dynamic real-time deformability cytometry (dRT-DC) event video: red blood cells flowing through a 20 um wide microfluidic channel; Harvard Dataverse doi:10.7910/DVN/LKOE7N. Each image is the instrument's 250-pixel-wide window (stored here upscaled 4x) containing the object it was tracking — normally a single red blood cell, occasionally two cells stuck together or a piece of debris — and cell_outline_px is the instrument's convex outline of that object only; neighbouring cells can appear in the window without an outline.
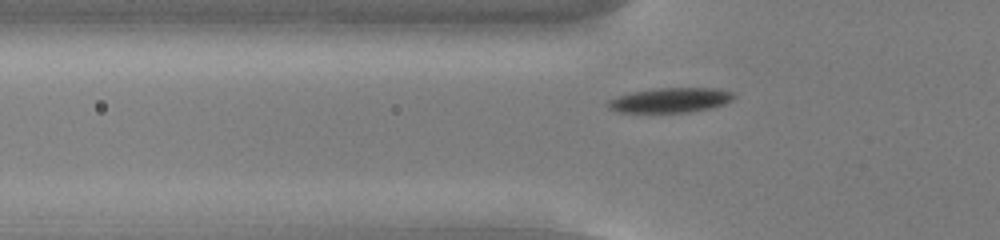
{"species": "common noctule bat (a hibernating species)", "species_latin": "Nyctalus noctula", "temperature_condition": "cold", "stored_images_in_passage": 47, "camera_frame_rate_fps": 3000, "um_per_image_px": 0.085, "animal": {"sex": "male", "body_mass_g": 13.0, "forearm_length_mm": 53.1}, "frame": {"image": 1, "passage_image": 11, "time_ms": 3.333, "image_size_px": [1000, 240], "cell_outline_px": [[736, 96], [732, 100], [724, 104], [708, 108], [688, 112], [616, 112], [608, 108], [604, 104], [608, 100], [632, 92], [660, 88], [716, 88], [732, 92]], "centroid_in_image_um": [56.96, 8.51], "position_along_channel_um": 68.8, "area_um2": 18.03}}
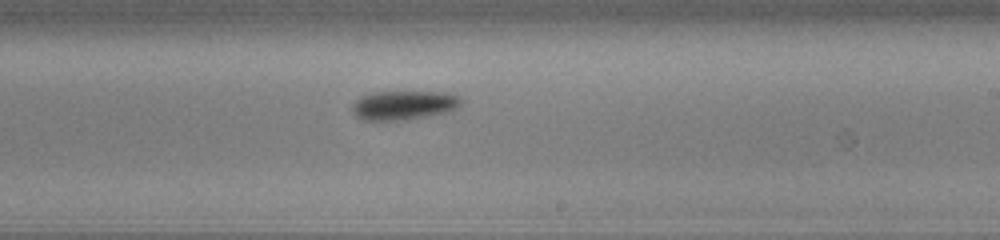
{"frame": {"image": 2, "passage_image": 26, "time_ms": 8.333, "image_size_px": [1000, 240], "cell_outline_px": [[460, 104], [456, 108], [444, 112], [408, 120], [360, 120], [352, 112], [352, 104], [356, 100], [372, 92], [448, 92], [460, 96]], "centroid_in_image_um": [34.29, 8.94], "position_along_channel_um": 254.7, "area_um2": 18.38}}
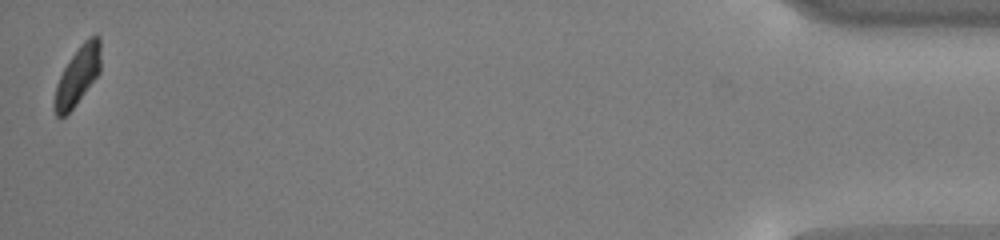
{"frame": {"image": 3, "passage_image": 47, "time_ms": 15.333, "image_size_px": [1000, 240], "cell_outline_px": [[100, 72], [72, 108], [64, 116], [56, 116], [52, 108], [52, 100], [56, 84], [68, 60], [80, 44], [88, 36], [100, 36]], "centroid_in_image_um": [6.56, 6.43], "position_along_channel_um": 428.6, "area_um2": 15.78}, "authors_computed_cell_mechanics": {"area_um2": 17.6868, "velocity_mm_per_s": 3.7444, "shape_relaxation_time_tau1_ms": 4.8643, "shape_relaxation_time_tau2_ms": null, "deformation_change_tau1": 0.1454, "deformation_change_tau2": null}}